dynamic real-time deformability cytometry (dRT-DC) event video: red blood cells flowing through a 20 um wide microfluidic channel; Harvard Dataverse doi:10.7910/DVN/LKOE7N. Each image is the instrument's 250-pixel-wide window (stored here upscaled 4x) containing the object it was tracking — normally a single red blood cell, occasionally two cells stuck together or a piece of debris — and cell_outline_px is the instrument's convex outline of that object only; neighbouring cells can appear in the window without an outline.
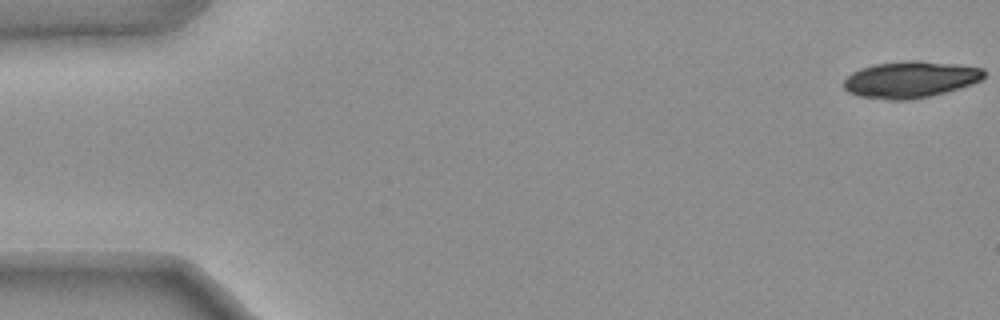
{"species": "common noctule bat (a hibernating species)", "species_latin": "Nyctalus noctula", "temperature_condition": "warm", "stored_images_in_passage": 13, "camera_frame_rate_fps": 3000, "um_per_image_px": 0.085, "animal": {"sex": "female", "body_mass_g": 25.1}, "frame": {"image": 1, "passage_image": 1, "time_ms": 0.0, "image_size_px": [1000, 320], "cell_outline_px": [[984, 76], [976, 80], [952, 88], [920, 96], [876, 96], [856, 92], [848, 88], [844, 84], [856, 72], [868, 68], [884, 64], [932, 64], [976, 68], [984, 72]], "centroid_in_image_um": [77.4, 6.74], "position_along_channel_um": 7.6, "area_um2": 24.45}}